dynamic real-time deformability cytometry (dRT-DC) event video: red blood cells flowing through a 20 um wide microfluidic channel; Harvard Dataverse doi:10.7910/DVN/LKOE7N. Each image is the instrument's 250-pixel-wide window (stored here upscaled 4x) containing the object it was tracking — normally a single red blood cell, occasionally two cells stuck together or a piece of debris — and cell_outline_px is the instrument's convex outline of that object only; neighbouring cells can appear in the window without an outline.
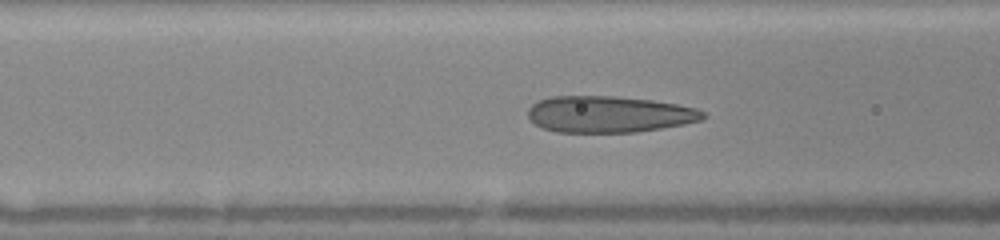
{"species": "human", "species_latin": "Homo sapiens", "temperature_condition": "warm", "stored_images_in_passage": 27, "camera_frame_rate_fps": 3000, "um_per_image_px": 0.085, "donor": {"sex": "female"}, "frame": {"image": 1, "passage_image": 20, "time_ms": 6.333, "image_size_px": [1000, 240], "cell_outline_px": [[708, 116], [704, 120], [684, 124], [636, 132], [556, 132], [540, 128], [528, 116], [528, 108], [532, 104], [540, 100], [552, 96], [612, 96], [652, 100], [676, 104], [696, 108], [704, 112]], "centroid_in_image_um": [51.78, 9.71], "position_along_channel_um": 114.8, "area_um2": 37.28}}
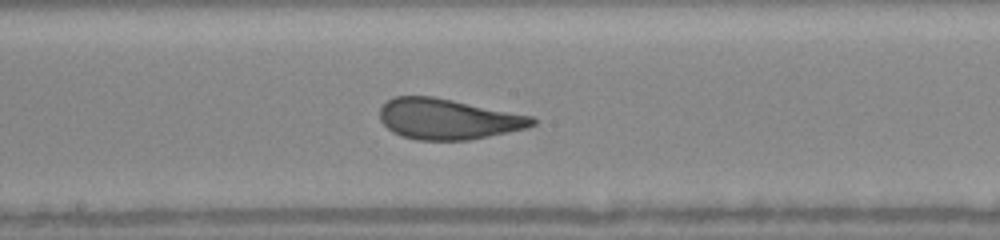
{"frame": {"image": 2, "passage_image": 27, "time_ms": 8.667, "image_size_px": [1000, 240], "cell_outline_px": [[536, 124], [528, 128], [468, 140], [416, 140], [400, 136], [392, 132], [380, 120], [380, 108], [388, 100], [396, 96], [432, 96], [532, 116], [536, 120]], "centroid_in_image_um": [38.06, 10.13], "position_along_channel_um": 210.1, "area_um2": 35.95}}